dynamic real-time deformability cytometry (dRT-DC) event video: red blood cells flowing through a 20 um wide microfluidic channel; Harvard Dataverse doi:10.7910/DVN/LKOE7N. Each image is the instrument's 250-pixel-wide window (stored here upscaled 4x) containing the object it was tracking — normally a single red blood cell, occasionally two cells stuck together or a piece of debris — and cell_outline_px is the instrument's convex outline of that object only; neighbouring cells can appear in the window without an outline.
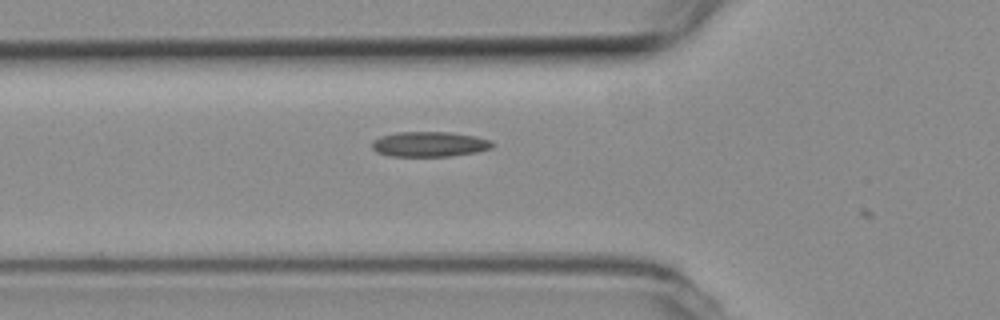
{"species": "common noctule bat (a hibernating species)", "species_latin": "Nyctalus noctula", "temperature_condition": "room temperature", "stored_images_in_passage": 3, "camera_frame_rate_fps": 3000, "um_per_image_px": 0.085, "animal": {"sex": "female", "body_mass_g": 19.3, "forearm_length_mm": 54.1}, "frame": {"image": 1, "passage_image": 2, "time_ms": 0.333, "image_size_px": [1000, 320], "cell_outline_px": [[496, 144], [492, 148], [476, 152], [448, 156], [388, 156], [376, 152], [372, 148], [372, 140], [380, 136], [396, 132], [452, 132], [476, 136], [492, 140]], "centroid_in_image_um": [36.51, 12.25], "position_along_channel_um": 89.3, "area_um2": 17.86}}